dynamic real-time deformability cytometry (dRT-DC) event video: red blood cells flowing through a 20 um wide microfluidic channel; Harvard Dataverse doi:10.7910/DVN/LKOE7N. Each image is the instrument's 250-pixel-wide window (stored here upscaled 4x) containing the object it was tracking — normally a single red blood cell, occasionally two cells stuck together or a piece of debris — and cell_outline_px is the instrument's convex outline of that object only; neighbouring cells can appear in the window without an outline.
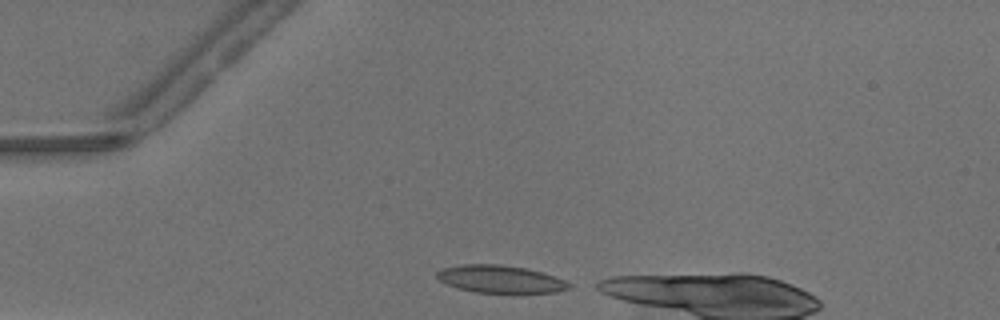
{"species": "common noctule bat (a hibernating species)", "species_latin": "Nyctalus noctula", "temperature_condition": "warm", "stored_images_in_passage": 11, "camera_frame_rate_fps": 3000, "um_per_image_px": 0.085, "animal": {"sex": "male", "body_mass_g": 13.3}, "frame": {"image": 1, "passage_image": 1, "time_ms": 0.0, "image_size_px": [1000, 320], "cell_outline_px": [[576, 284], [572, 288], [556, 292], [476, 292], [460, 288], [448, 284], [440, 280], [436, 276], [436, 272], [444, 268], [460, 264], [500, 264], [528, 268]], "centroid_in_image_um": [42.57, 23.71], "position_along_channel_um": 42.4, "area_um2": 21.04}}
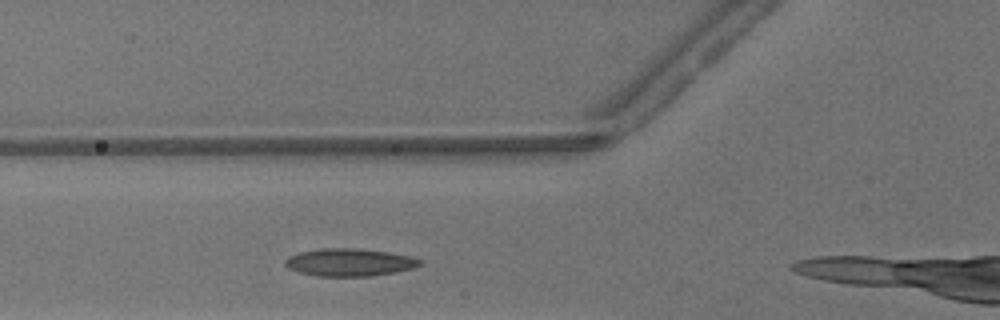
{"frame": {"image": 2, "passage_image": 7, "time_ms": 2.0, "image_size_px": [1000, 320], "cell_outline_px": [[424, 264], [412, 268], [396, 272], [368, 276], [316, 276], [300, 272], [288, 268], [284, 264], [284, 260], [288, 256], [300, 252], [320, 248], [356, 248], [388, 252], [408, 256], [424, 260]], "centroid_in_image_um": [29.7, 22.29], "position_along_channel_um": 96.1, "area_um2": 21.73}}
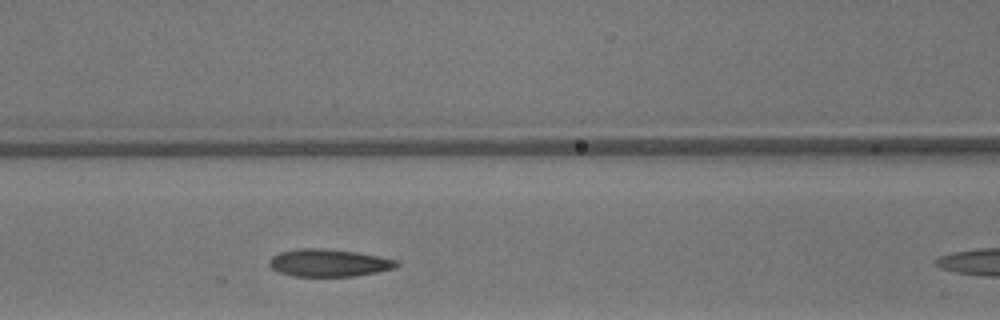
{"frame": {"image": 3, "passage_image": 10, "time_ms": 3.0, "image_size_px": [1000, 320], "cell_outline_px": [[400, 264], [396, 268], [356, 276], [292, 276], [280, 272], [272, 268], [268, 264], [268, 260], [272, 256], [280, 252], [296, 248], [324, 248], [356, 252], [380, 256], [400, 260]], "centroid_in_image_um": [27.97, 22.33], "position_along_channel_um": 138.6, "area_um2": 20.63}}